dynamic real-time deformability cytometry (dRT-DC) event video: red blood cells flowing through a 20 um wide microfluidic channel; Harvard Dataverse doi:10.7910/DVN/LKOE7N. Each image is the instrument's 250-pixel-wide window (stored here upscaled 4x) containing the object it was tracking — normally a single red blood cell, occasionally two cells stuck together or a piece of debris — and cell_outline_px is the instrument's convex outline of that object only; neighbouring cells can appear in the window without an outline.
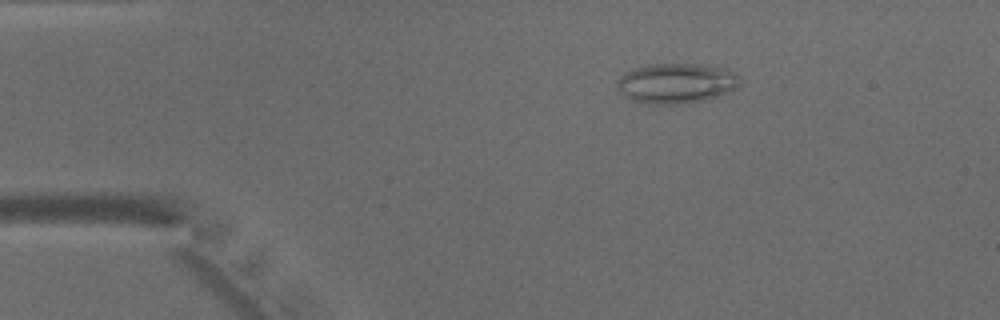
{"species": "common noctule bat (a hibernating species)", "species_latin": "Nyctalus noctula", "temperature_condition": "warm", "stored_images_in_passage": 44, "camera_frame_rate_fps": 3000, "um_per_image_px": 0.085, "animal": {"sex": "male", "body_mass_g": 15.6}, "frame": {"image": 1, "passage_image": 5, "time_ms": 1.333, "image_size_px": [1000, 320], "cell_outline_px": [[740, 84], [736, 88], [716, 96], [704, 100], [680, 104], [656, 104], [632, 100], [624, 96], [616, 88], [616, 84], [620, 76], [636, 68], [648, 64], [700, 64], [728, 68], [740, 76]], "centroid_in_image_um": [57.5, 7.07], "position_along_channel_um": 27.5, "area_um2": 28.67}}
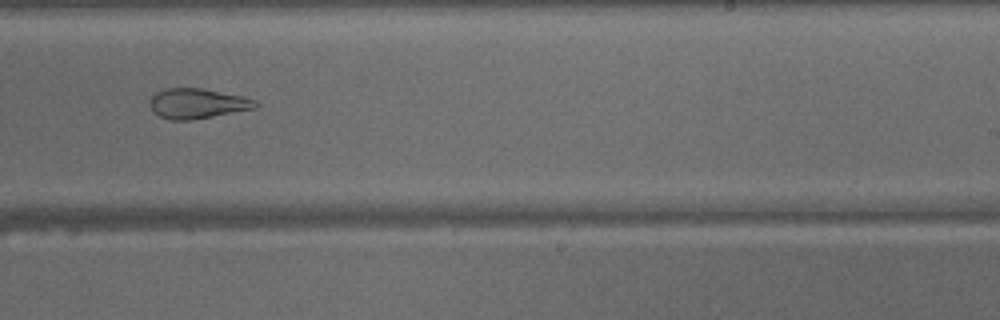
{"frame": {"image": 2, "passage_image": 26, "time_ms": 8.333, "image_size_px": [1000, 320], "cell_outline_px": [[260, 104], [256, 108], [212, 116], [188, 120], [168, 120], [152, 112], [152, 96], [156, 92], [164, 88], [200, 88], [244, 96], [256, 100]], "centroid_in_image_um": [16.8, 8.79], "position_along_channel_um": 272.2, "area_um2": 18.38}}
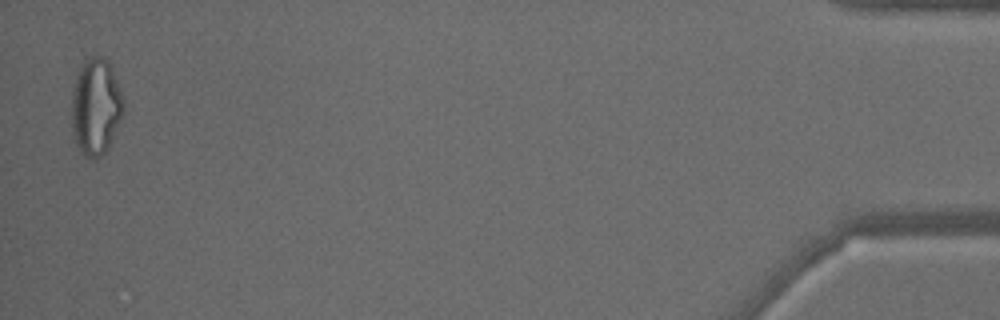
{"frame": {"image": 3, "passage_image": 43, "time_ms": 14.0, "image_size_px": [1000, 320], "cell_outline_px": [[124, 116], [108, 148], [96, 160], [92, 160], [84, 156], [80, 152], [76, 144], [72, 132], [72, 84], [80, 64], [88, 56], [96, 52], [104, 56], [112, 64], [124, 96]], "centroid_in_image_um": [8.16, 9.0], "position_along_channel_um": 427.0, "area_um2": 30.69}}